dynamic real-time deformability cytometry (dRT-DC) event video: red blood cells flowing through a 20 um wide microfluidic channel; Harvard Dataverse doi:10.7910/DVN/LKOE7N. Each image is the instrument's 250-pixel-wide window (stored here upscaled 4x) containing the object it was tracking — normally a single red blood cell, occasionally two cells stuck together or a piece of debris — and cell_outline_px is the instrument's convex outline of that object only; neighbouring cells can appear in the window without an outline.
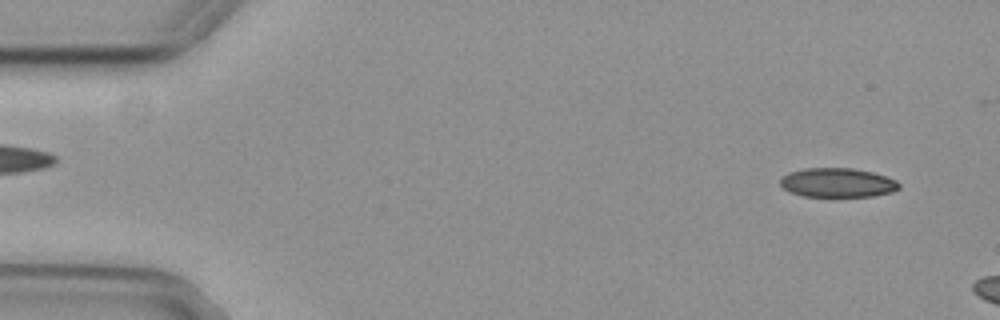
{"species": "common noctule bat (a hibernating species)", "species_latin": "Nyctalus noctula", "temperature_condition": "cold", "stored_images_in_passage": 13, "camera_frame_rate_fps": 3000, "um_per_image_px": 0.085, "animal": {"sex": "female", "body_mass_g": 29.2, "forearm_length_mm": 56.3}, "frame": {"image": 1, "passage_image": 3, "time_ms": 0.667, "image_size_px": [1000, 320], "cell_outline_px": [[900, 188], [892, 192], [872, 196], [800, 196], [788, 192], [780, 184], [780, 176], [788, 172], [804, 168], [852, 168], [872, 172], [896, 180], [900, 184]], "centroid_in_image_um": [71.14, 15.52], "position_along_channel_um": 13.9, "area_um2": 20.35}}